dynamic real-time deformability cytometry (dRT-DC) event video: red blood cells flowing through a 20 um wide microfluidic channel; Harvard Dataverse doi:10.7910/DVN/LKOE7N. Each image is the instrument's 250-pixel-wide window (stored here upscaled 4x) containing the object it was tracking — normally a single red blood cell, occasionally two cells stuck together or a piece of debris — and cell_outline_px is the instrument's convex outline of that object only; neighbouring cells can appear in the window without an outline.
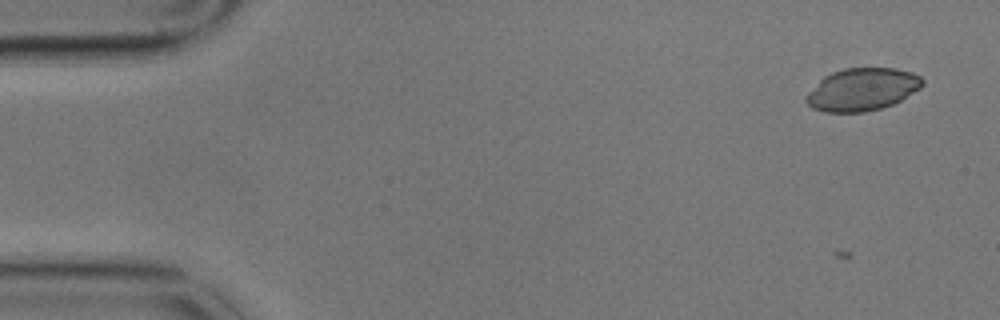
{"species": "common noctule bat (a hibernating species)", "species_latin": "Nyctalus noctula", "temperature_condition": "cold", "stored_images_in_passage": 62, "camera_frame_rate_fps": 3000, "um_per_image_px": 0.085, "animal": {"sex": "male", "body_mass_g": 17.9}, "frame": {"image": 1, "passage_image": 6, "time_ms": 1.667, "image_size_px": [1000, 320], "cell_outline_px": [[924, 84], [920, 88], [900, 100], [892, 104], [880, 108], [864, 112], [824, 112], [812, 108], [804, 100], [804, 96], [824, 76], [832, 72], [844, 68], [896, 68], [912, 72], [920, 76], [924, 80]], "centroid_in_image_um": [73.27, 7.6], "position_along_channel_um": 11.7, "area_um2": 28.84}}